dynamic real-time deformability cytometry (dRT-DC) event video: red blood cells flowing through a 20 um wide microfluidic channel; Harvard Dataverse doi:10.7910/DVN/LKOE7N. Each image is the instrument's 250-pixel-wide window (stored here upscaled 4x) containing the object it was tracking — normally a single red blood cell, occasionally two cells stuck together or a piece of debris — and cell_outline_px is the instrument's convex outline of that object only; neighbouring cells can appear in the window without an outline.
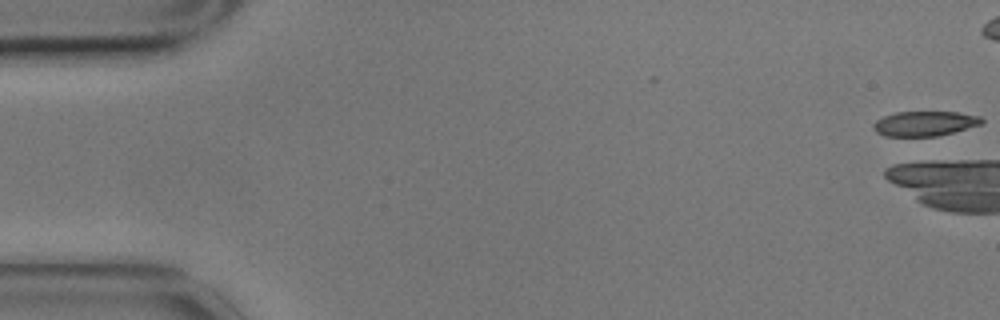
{"species": "common noctule bat (a hibernating species)", "species_latin": "Nyctalus noctula", "temperature_condition": "cold", "stored_images_in_passage": 3, "camera_frame_rate_fps": 3000, "um_per_image_px": 0.085, "animal": {"sex": "male", "body_mass_g": 17.9}, "frame": {"image": 1, "passage_image": 1, "time_ms": 0.0, "image_size_px": [1000, 320], "cell_outline_px": [[984, 124], [936, 136], [884, 136], [876, 132], [872, 128], [872, 124], [876, 120], [884, 116], [896, 112], [956, 112], [980, 116], [984, 120]], "centroid_in_image_um": [78.59, 10.5], "position_along_channel_um": 6.4, "area_um2": 15.72}}